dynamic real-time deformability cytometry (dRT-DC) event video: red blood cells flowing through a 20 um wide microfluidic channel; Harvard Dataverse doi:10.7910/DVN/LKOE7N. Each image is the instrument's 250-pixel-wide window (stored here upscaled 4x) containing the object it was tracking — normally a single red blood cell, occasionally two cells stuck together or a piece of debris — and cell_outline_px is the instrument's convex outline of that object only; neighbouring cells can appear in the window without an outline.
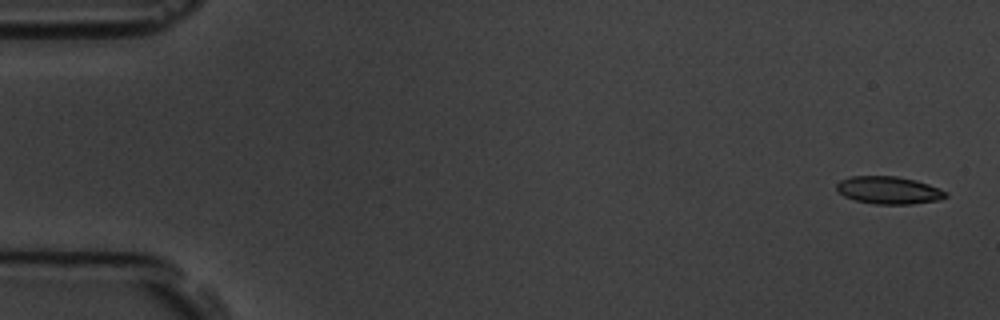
{"species": "common noctule bat (a hibernating species)", "species_latin": "Nyctalus noctula", "temperature_condition": "room temperature", "stored_images_in_passage": 6, "camera_frame_rate_fps": 3000, "um_per_image_px": 0.085, "animal": {"sex": "male", "body_mass_g": 19.5, "forearm_length_mm": 54.6}, "frame": {"image": 1, "passage_image": 1, "time_ms": 0.0, "image_size_px": [1000, 320], "cell_outline_px": [[948, 196], [940, 200], [912, 204], [876, 204], [856, 200], [844, 196], [836, 188], [836, 184], [840, 180], [852, 176], [896, 176], [916, 180], [940, 188], [948, 192]], "centroid_in_image_um": [75.58, 16.17], "position_along_channel_um": 9.4, "area_um2": 17.57}}
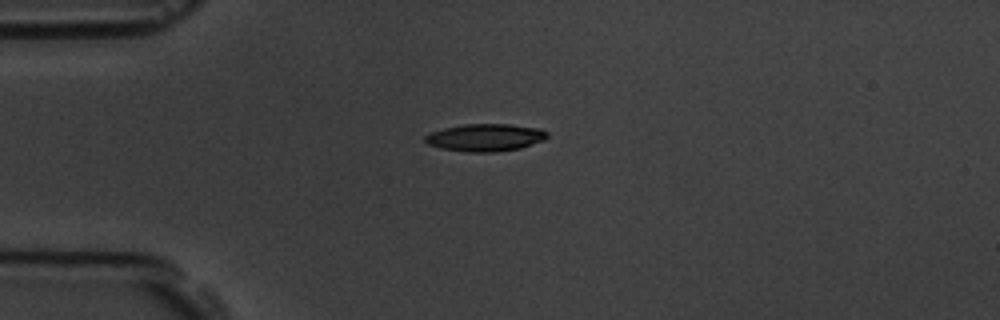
{"frame": {"image": 2, "passage_image": 6, "time_ms": 6.667, "image_size_px": [1000, 320], "cell_outline_px": [[548, 136], [544, 140], [520, 148], [496, 152], [468, 152], [440, 148], [428, 144], [424, 140], [424, 136], [432, 132], [444, 128], [464, 124], [512, 124], [540, 128], [548, 132]], "centroid_in_image_um": [41.27, 11.68], "position_along_channel_um": 43.7, "area_um2": 19.59}}